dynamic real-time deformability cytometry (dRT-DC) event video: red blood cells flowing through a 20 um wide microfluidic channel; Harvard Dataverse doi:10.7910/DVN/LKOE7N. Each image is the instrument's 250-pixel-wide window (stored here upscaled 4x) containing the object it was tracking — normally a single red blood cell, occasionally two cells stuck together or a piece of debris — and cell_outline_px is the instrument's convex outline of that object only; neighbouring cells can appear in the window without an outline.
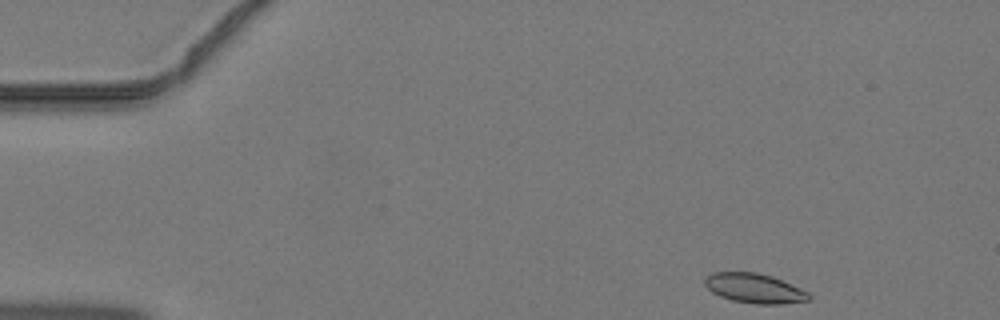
{"species": "common noctule bat (a hibernating species)", "species_latin": "Nyctalus noctula", "temperature_condition": "warm", "stored_images_in_passage": 41, "camera_frame_rate_fps": 3000, "um_per_image_px": 0.085, "animal": {"sex": "male", "body_mass_g": 19.2, "forearm_length_mm": 51.8}, "frame": {"image": 1, "passage_image": 1, "time_ms": 0.0, "image_size_px": [1000, 320], "cell_outline_px": [[812, 300], [780, 304], [756, 304], [732, 300], [720, 296], [712, 292], [704, 284], [704, 280], [712, 272], [756, 272], [772, 276], [808, 292], [812, 296]], "centroid_in_image_um": [64.14, 24.51], "position_along_channel_um": 20.9, "area_um2": 17.92}}
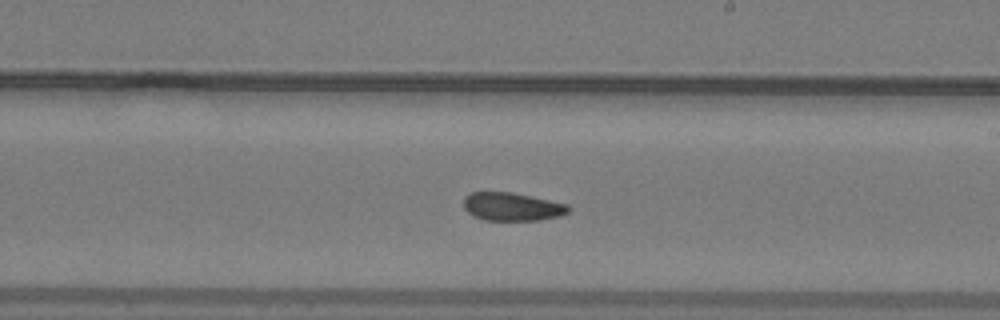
{"frame": {"image": 2, "passage_image": 22, "time_ms": 7.0, "image_size_px": [1000, 320], "cell_outline_px": [[572, 208], [568, 212], [560, 216], [540, 220], [484, 220], [472, 216], [464, 208], [464, 196], [472, 192], [512, 192], [568, 204]], "centroid_in_image_um": [43.53, 17.57], "position_along_channel_um": 245.5, "area_um2": 17.34}}
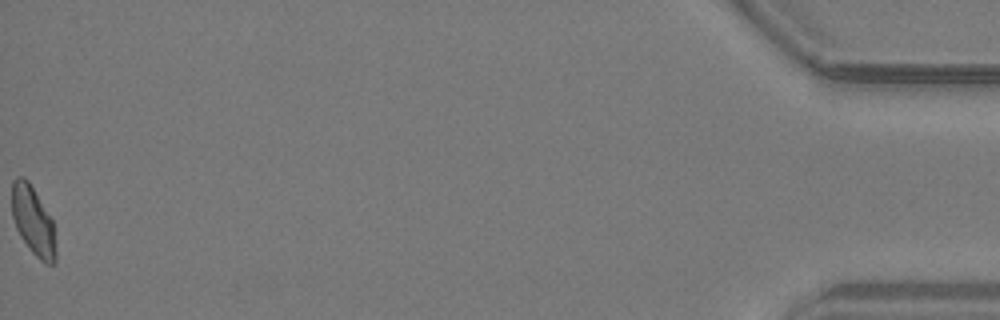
{"frame": {"image": 3, "passage_image": 41, "time_ms": 13.333, "image_size_px": [1000, 320], "cell_outline_px": [[56, 260], [52, 264], [44, 264], [28, 248], [20, 236], [16, 228], [12, 216], [12, 180], [16, 176], [24, 176], [28, 180], [52, 220], [56, 252]], "centroid_in_image_um": [2.79, 18.78], "position_along_channel_um": 432.4, "area_um2": 17.57}}